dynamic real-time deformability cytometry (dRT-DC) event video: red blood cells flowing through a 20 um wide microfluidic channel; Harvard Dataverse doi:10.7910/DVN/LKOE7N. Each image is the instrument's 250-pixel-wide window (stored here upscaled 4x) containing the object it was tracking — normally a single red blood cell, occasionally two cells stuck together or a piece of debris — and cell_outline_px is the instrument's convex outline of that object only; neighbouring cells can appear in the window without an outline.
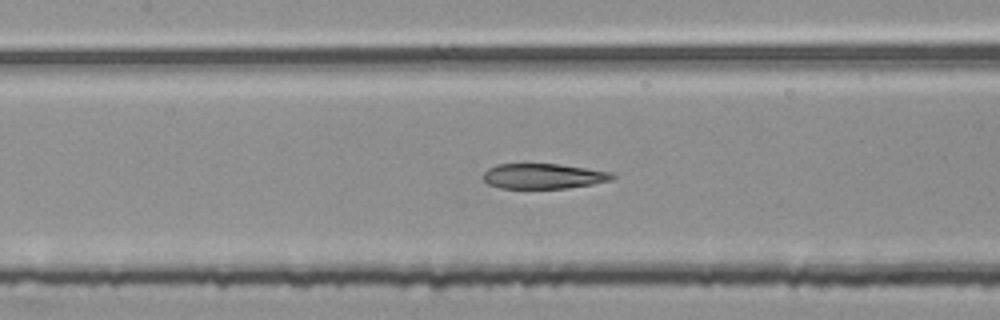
{"species": "common noctule bat (a hibernating species)", "species_latin": "Nyctalus noctula", "temperature_condition": "room temperature", "stored_images_in_passage": 53, "segment_of_instrument_passage": [2, 2], "camera_frame_rate_fps": 3000, "um_per_image_px": 0.085, "animal": {"sex": "female", "body_mass_g": 25.1}, "frame": {"image": 1, "passage_image": 25, "time_ms": 8.0, "image_size_px": [1000, 320], "cell_outline_px": [[616, 176], [612, 180], [592, 184], [568, 188], [500, 188], [488, 184], [484, 180], [484, 172], [488, 168], [496, 164], [560, 164], [612, 172]], "centroid_in_image_um": [46.2, 14.97], "position_along_channel_um": 161.2, "area_um2": 18.96}}
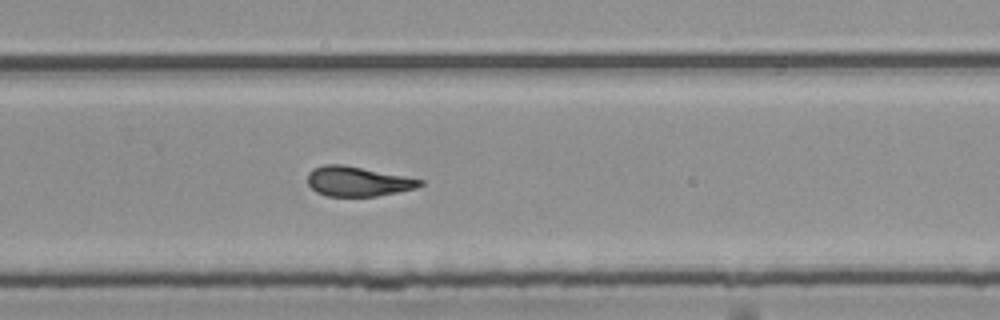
{"frame": {"image": 2, "passage_image": 36, "time_ms": 11.667, "image_size_px": [1000, 320], "cell_outline_px": [[424, 184], [416, 188], [376, 196], [328, 196], [316, 192], [308, 184], [308, 172], [312, 168], [324, 164], [344, 164], [424, 180]], "centroid_in_image_um": [30.38, 15.41], "position_along_channel_um": 299.4, "area_um2": 19.48}}
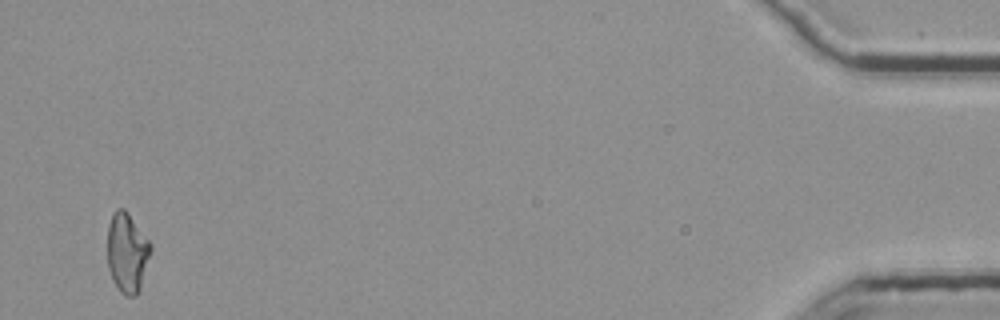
{"frame": {"image": 3, "passage_image": 53, "time_ms": 17.333, "image_size_px": [1000, 320], "cell_outline_px": [[152, 252], [140, 288], [136, 296], [124, 296], [120, 292], [108, 268], [108, 224], [112, 212], [116, 208], [124, 208], [128, 212], [152, 244]], "centroid_in_image_um": [10.82, 21.45], "position_along_channel_um": 424.4, "area_um2": 20.29}}